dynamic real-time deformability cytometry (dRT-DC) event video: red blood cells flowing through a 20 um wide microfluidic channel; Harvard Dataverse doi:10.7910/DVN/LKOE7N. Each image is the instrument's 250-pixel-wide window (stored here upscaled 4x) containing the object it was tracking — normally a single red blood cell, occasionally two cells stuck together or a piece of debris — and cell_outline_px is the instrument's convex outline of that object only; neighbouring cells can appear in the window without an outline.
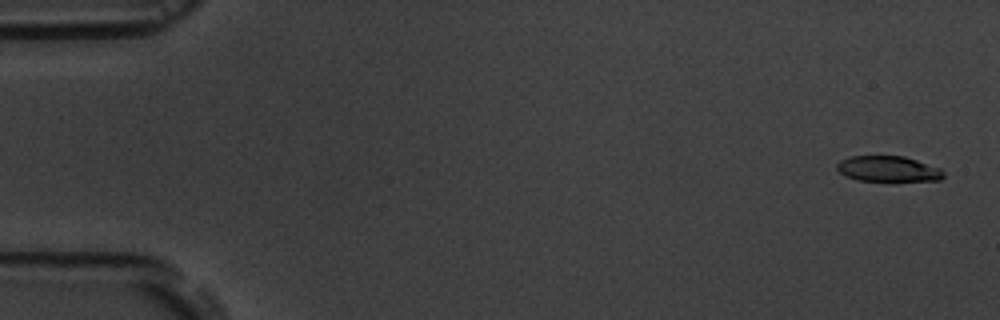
{"species": "common noctule bat (a hibernating species)", "species_latin": "Nyctalus noctula", "temperature_condition": "room temperature", "stored_images_in_passage": 16, "camera_frame_rate_fps": 3000, "um_per_image_px": 0.085, "animal": {"sex": "male", "body_mass_g": 19.5, "forearm_length_mm": 54.6}, "frame": {"image": 1, "passage_image": 1, "time_ms": 0.0, "image_size_px": [1000, 320], "cell_outline_px": [[944, 176], [940, 180], [892, 184], [856, 180], [844, 176], [836, 168], [836, 164], [840, 160], [848, 156], [904, 156], [940, 168], [944, 172]], "centroid_in_image_um": [75.5, 14.42], "position_along_channel_um": 9.5, "area_um2": 16.99}}
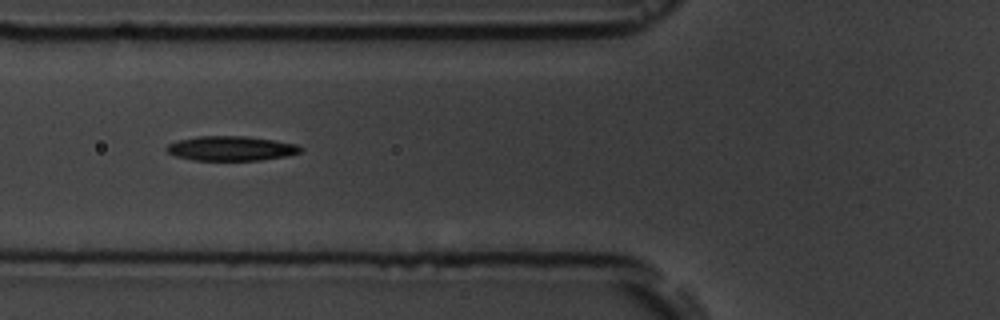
{"frame": {"image": 2, "passage_image": 6, "time_ms": 6.333, "image_size_px": [1000, 320], "cell_outline_px": [[304, 148], [300, 152], [284, 156], [260, 160], [192, 160], [176, 156], [168, 152], [164, 148], [168, 144], [176, 140], [196, 136], [244, 136], [276, 140], [296, 144]], "centroid_in_image_um": [19.61, 12.6], "position_along_channel_um": 106.2, "area_um2": 19.25}}
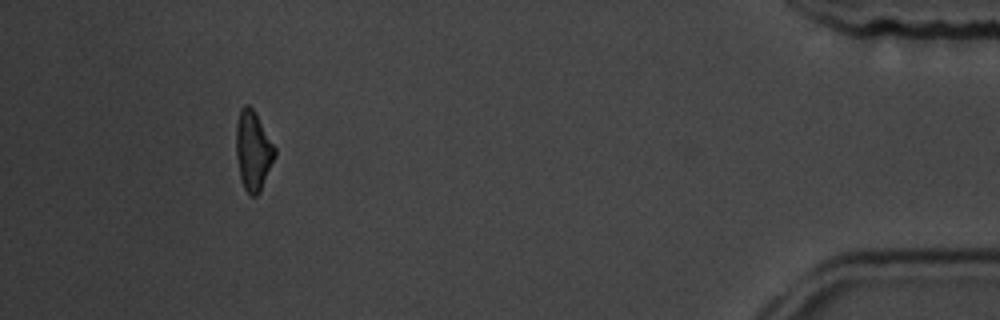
{"frame": {"image": 3, "passage_image": 15, "time_ms": 16.333, "image_size_px": [1000, 320], "cell_outline_px": [[276, 156], [260, 192], [256, 196], [252, 196], [244, 188], [240, 176], [236, 156], [236, 124], [240, 108], [244, 104], [248, 104], [256, 112], [276, 148]], "centroid_in_image_um": [21.52, 12.77], "position_along_channel_um": 413.7, "area_um2": 18.09}, "authors_computed_cell_mechanics": {"area_um2": 18.207, "velocity_mm_per_s": 3.7194, "shape_relaxation_time_tau1_ms": 2.3209, "shape_relaxation_time_tau2_ms": 8.4635, "deformation_change_tau1": 0.1041, "deformation_change_tau2": 0.2197}}